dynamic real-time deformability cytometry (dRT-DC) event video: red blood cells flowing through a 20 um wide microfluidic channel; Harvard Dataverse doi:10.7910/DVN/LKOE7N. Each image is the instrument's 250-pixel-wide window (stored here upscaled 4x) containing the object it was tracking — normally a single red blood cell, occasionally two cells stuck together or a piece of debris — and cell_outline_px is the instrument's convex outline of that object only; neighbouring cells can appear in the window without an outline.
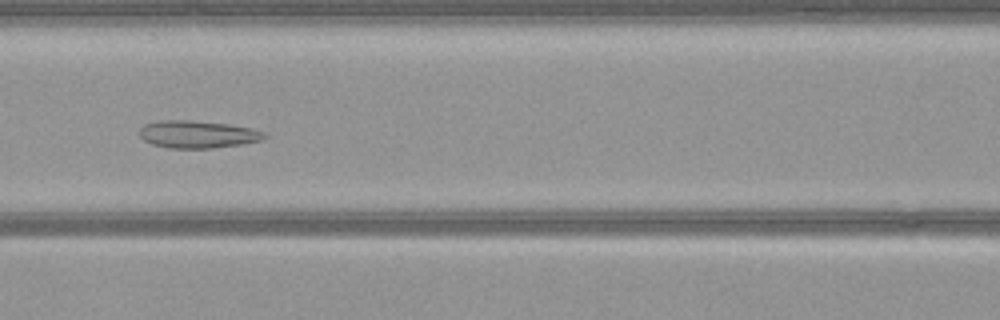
{"species": "common noctule bat (a hibernating species)", "species_latin": "Nyctalus noctula", "temperature_condition": "warm", "stored_images_in_passage": 38, "camera_frame_rate_fps": 3000, "um_per_image_px": 0.085, "animal": {"sex": "female", "body_mass_g": 21.9}, "frame": {"image": 1, "passage_image": 22, "time_ms": 7.0, "image_size_px": [1000, 320], "cell_outline_px": [[268, 136], [260, 140], [240, 144], [212, 148], [168, 148], [152, 144], [144, 140], [140, 136], [140, 128], [144, 124], [156, 120], [188, 120], [228, 124], [252, 128], [264, 132]], "centroid_in_image_um": [16.76, 11.41], "position_along_channel_um": 149.8, "area_um2": 19.94}}
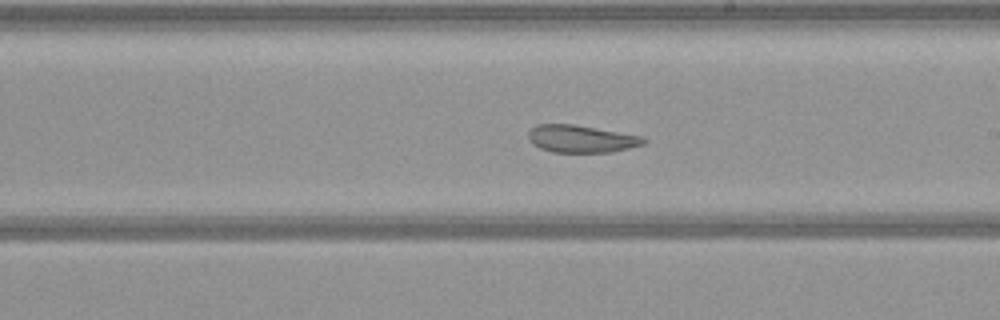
{"frame": {"image": 2, "passage_image": 29, "time_ms": 9.333, "image_size_px": [1000, 320], "cell_outline_px": [[648, 140], [644, 144], [612, 152], [552, 152], [540, 148], [532, 144], [528, 136], [528, 132], [536, 124], [572, 124], [644, 136]], "centroid_in_image_um": [49.41, 11.8], "position_along_channel_um": 239.6, "area_um2": 18.44}}
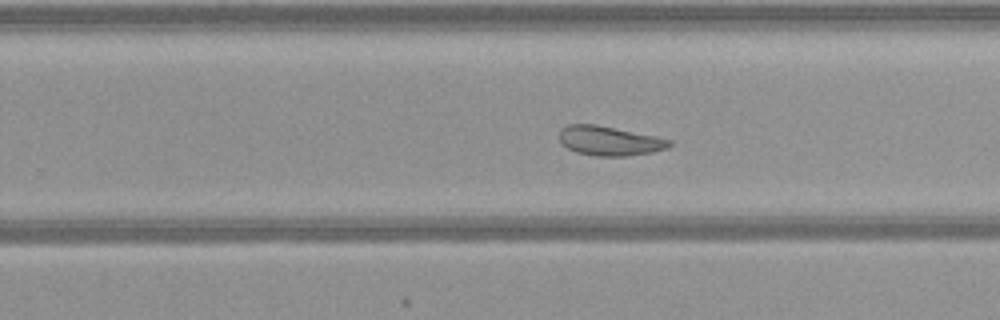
{"frame": {"image": 3, "passage_image": 32, "time_ms": 10.333, "image_size_px": [1000, 320], "cell_outline_px": [[672, 144], [668, 148], [652, 152], [624, 156], [596, 156], [576, 152], [568, 148], [560, 140], [560, 128], [568, 124], [596, 124], [656, 136], [672, 140]], "centroid_in_image_um": [51.82, 11.96], "position_along_channel_um": 278.0, "area_um2": 18.84}}